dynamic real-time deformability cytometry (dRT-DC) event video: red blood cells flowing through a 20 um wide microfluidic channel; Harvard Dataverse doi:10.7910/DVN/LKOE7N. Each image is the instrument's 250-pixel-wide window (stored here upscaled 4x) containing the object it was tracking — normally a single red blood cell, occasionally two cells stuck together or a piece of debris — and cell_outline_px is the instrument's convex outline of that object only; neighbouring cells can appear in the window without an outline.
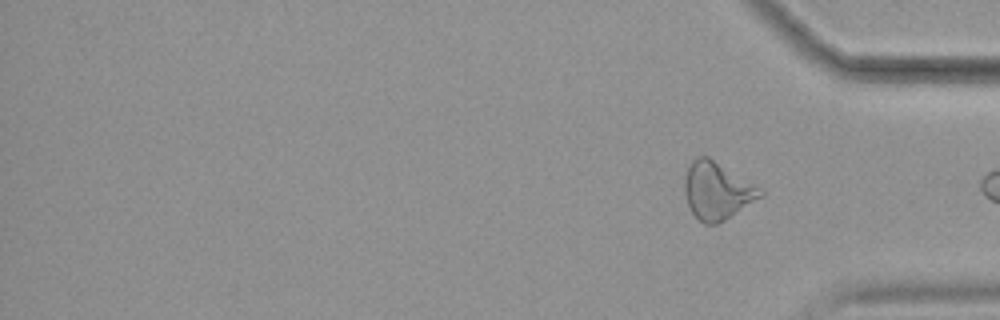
{"species": "common noctule bat (a hibernating species)", "species_latin": "Nyctalus noctula", "temperature_condition": "cold", "stored_images_in_passage": 16, "segment_of_instrument_passage": [2, 2], "camera_frame_rate_fps": 3000, "um_per_image_px": 0.085, "animal": {"sex": "female", "body_mass_g": 19.9}, "frame": {"image": 1, "passage_image": 16, "time_ms": 5.0, "image_size_px": [1000, 320], "cell_outline_px": [[764, 196], [724, 220], [716, 224], [704, 224], [692, 212], [688, 204], [684, 192], [684, 180], [688, 168], [692, 160], [700, 156], [708, 156], [764, 192]], "centroid_in_image_um": [60.92, 16.23], "position_along_channel_um": 374.3, "area_um2": 24.68}}